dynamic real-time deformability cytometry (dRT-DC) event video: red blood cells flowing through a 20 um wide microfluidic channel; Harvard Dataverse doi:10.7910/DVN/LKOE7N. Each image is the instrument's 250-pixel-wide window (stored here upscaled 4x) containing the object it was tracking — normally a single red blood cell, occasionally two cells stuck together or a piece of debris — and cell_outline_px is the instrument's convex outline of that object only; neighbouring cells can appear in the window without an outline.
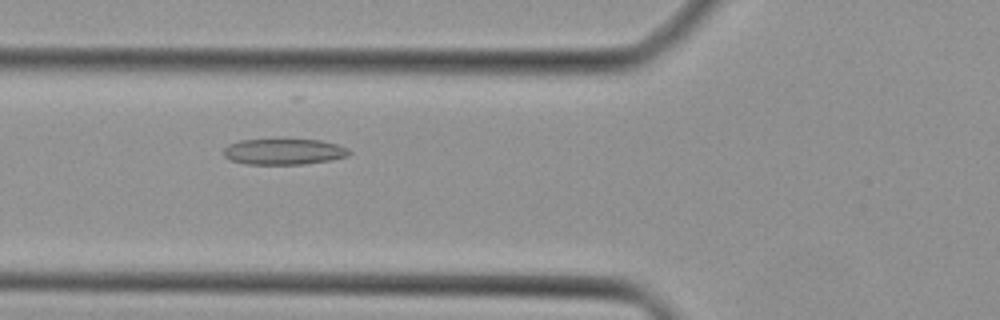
{"species": "Egyptian fruit bat (a non-hibernating species)", "species_latin": "Rousettus aegyptiacus", "temperature_condition": "cold", "stored_images_in_passage": 32, "camera_frame_rate_fps": 3000, "um_per_image_px": 0.085, "animal": {"sex": "female"}, "frame": {"image": 1, "passage_image": 4, "time_ms": 1.0, "image_size_px": [1000, 320], "cell_outline_px": [[352, 152], [348, 156], [332, 160], [304, 164], [248, 164], [232, 160], [224, 156], [224, 148], [228, 144], [240, 140], [320, 140], [336, 144], [348, 148]], "centroid_in_image_um": [24.16, 12.89], "position_along_channel_um": 101.6, "area_um2": 18.84}}
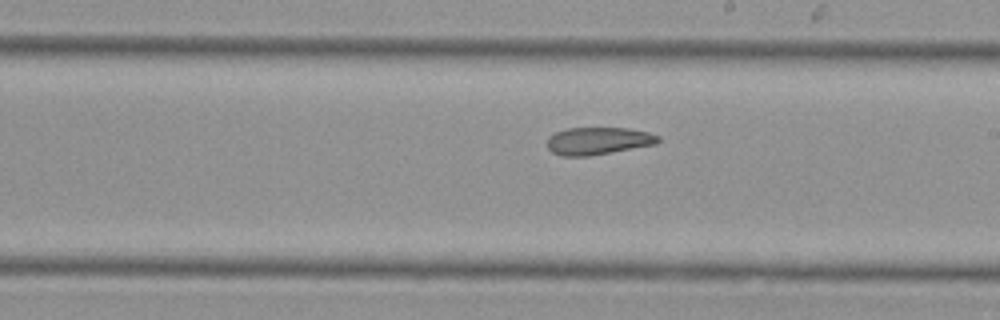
{"frame": {"image": 2, "passage_image": 13, "time_ms": 4.0, "image_size_px": [1000, 320], "cell_outline_px": [[660, 140], [656, 144], [588, 156], [560, 156], [552, 152], [548, 148], [548, 136], [556, 132], [568, 128], [628, 128], [648, 132], [660, 136]], "centroid_in_image_um": [50.84, 11.97], "position_along_channel_um": 238.2, "area_um2": 17.69}}
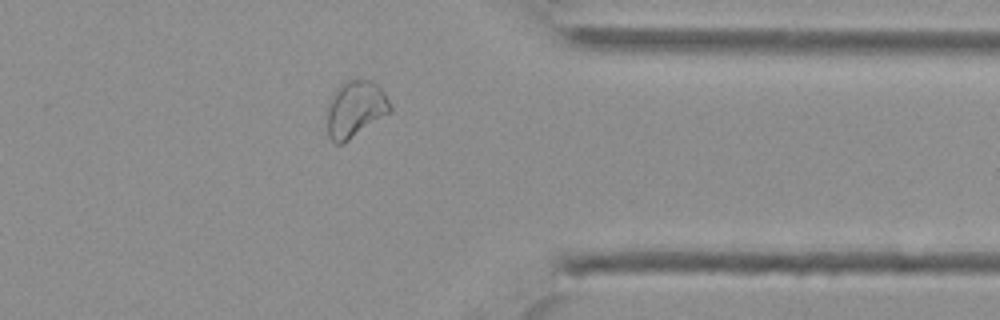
{"frame": {"image": 3, "passage_image": 23, "time_ms": 7.333, "image_size_px": [1000, 320], "cell_outline_px": [[392, 112], [344, 144], [336, 144], [328, 136], [328, 100], [340, 84], [344, 80], [368, 80], [376, 84], [384, 92], [392, 104]], "centroid_in_image_um": [30.22, 9.29], "position_along_channel_um": 381.2, "area_um2": 21.1}}